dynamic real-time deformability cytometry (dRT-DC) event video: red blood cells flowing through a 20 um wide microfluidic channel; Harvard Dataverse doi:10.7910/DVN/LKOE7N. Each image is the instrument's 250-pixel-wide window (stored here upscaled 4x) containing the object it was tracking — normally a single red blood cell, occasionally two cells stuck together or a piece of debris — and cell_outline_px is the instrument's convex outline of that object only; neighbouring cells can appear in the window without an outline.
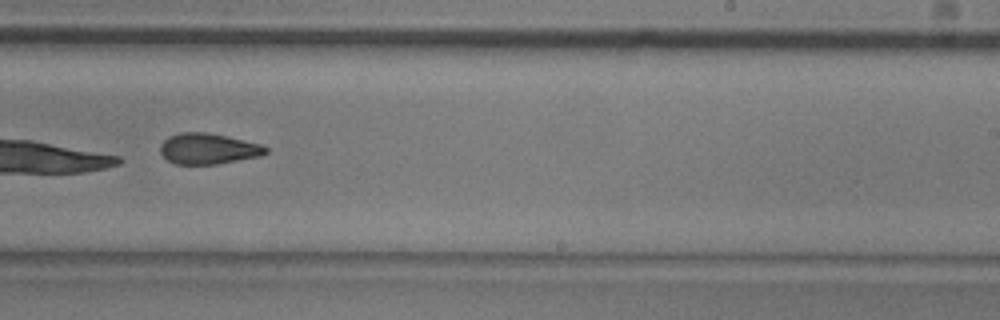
{"species": "common noctule bat (a hibernating species)", "species_latin": "Nyctalus noctula", "temperature_condition": "room temperature", "stored_images_in_passage": 6, "camera_frame_rate_fps": 3000, "um_per_image_px": 0.085, "animal": {"sex": "male", "body_mass_g": 20.5, "forearm_length_mm": 52.5}, "frame": {"image": 1, "passage_image": 6, "time_ms": 1.667, "image_size_px": [1000, 320], "cell_outline_px": [[268, 152], [260, 156], [216, 164], [176, 164], [168, 160], [160, 152], [160, 144], [168, 136], [180, 132], [208, 132], [228, 136], [260, 144], [268, 148]], "centroid_in_image_um": [17.68, 12.63], "position_along_channel_um": 271.3, "area_um2": 18.96}}